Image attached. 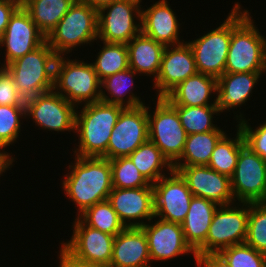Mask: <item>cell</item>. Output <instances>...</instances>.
Listing matches in <instances>:
<instances>
[{
	"label": "cell",
	"mask_w": 266,
	"mask_h": 267,
	"mask_svg": "<svg viewBox=\"0 0 266 267\" xmlns=\"http://www.w3.org/2000/svg\"><path fill=\"white\" fill-rule=\"evenodd\" d=\"M73 159L60 184L63 194L76 205L78 217L86 209L108 199L113 189L112 169L106 158L75 156Z\"/></svg>",
	"instance_id": "cell-1"
},
{
	"label": "cell",
	"mask_w": 266,
	"mask_h": 267,
	"mask_svg": "<svg viewBox=\"0 0 266 267\" xmlns=\"http://www.w3.org/2000/svg\"><path fill=\"white\" fill-rule=\"evenodd\" d=\"M232 7V33L224 73L266 72L265 35L240 2H234Z\"/></svg>",
	"instance_id": "cell-2"
},
{
	"label": "cell",
	"mask_w": 266,
	"mask_h": 267,
	"mask_svg": "<svg viewBox=\"0 0 266 267\" xmlns=\"http://www.w3.org/2000/svg\"><path fill=\"white\" fill-rule=\"evenodd\" d=\"M123 109V106L101 100L77 107L74 135H77L79 145H76L78 148L72 149L73 155L103 157L107 152L112 130Z\"/></svg>",
	"instance_id": "cell-3"
},
{
	"label": "cell",
	"mask_w": 266,
	"mask_h": 267,
	"mask_svg": "<svg viewBox=\"0 0 266 267\" xmlns=\"http://www.w3.org/2000/svg\"><path fill=\"white\" fill-rule=\"evenodd\" d=\"M97 40L98 10L76 0L46 37V42L58 56H69L83 44L92 47Z\"/></svg>",
	"instance_id": "cell-4"
},
{
	"label": "cell",
	"mask_w": 266,
	"mask_h": 267,
	"mask_svg": "<svg viewBox=\"0 0 266 267\" xmlns=\"http://www.w3.org/2000/svg\"><path fill=\"white\" fill-rule=\"evenodd\" d=\"M57 57L45 41L35 50L5 66L12 74L14 84L24 101L54 89Z\"/></svg>",
	"instance_id": "cell-5"
},
{
	"label": "cell",
	"mask_w": 266,
	"mask_h": 267,
	"mask_svg": "<svg viewBox=\"0 0 266 267\" xmlns=\"http://www.w3.org/2000/svg\"><path fill=\"white\" fill-rule=\"evenodd\" d=\"M71 56L56 59L54 90L76 107L100 101L101 81L93 65Z\"/></svg>",
	"instance_id": "cell-6"
},
{
	"label": "cell",
	"mask_w": 266,
	"mask_h": 267,
	"mask_svg": "<svg viewBox=\"0 0 266 267\" xmlns=\"http://www.w3.org/2000/svg\"><path fill=\"white\" fill-rule=\"evenodd\" d=\"M155 99L152 98L155 108L147 104L148 137L173 165L181 157L187 133L180 122L177 110L165 98Z\"/></svg>",
	"instance_id": "cell-7"
},
{
	"label": "cell",
	"mask_w": 266,
	"mask_h": 267,
	"mask_svg": "<svg viewBox=\"0 0 266 267\" xmlns=\"http://www.w3.org/2000/svg\"><path fill=\"white\" fill-rule=\"evenodd\" d=\"M248 215L249 203L236 202L219 206L205 242L195 251L196 256L219 253L224 248L243 244L247 235Z\"/></svg>",
	"instance_id": "cell-8"
},
{
	"label": "cell",
	"mask_w": 266,
	"mask_h": 267,
	"mask_svg": "<svg viewBox=\"0 0 266 267\" xmlns=\"http://www.w3.org/2000/svg\"><path fill=\"white\" fill-rule=\"evenodd\" d=\"M142 0H116L98 9V43L127 44L141 32Z\"/></svg>",
	"instance_id": "cell-9"
},
{
	"label": "cell",
	"mask_w": 266,
	"mask_h": 267,
	"mask_svg": "<svg viewBox=\"0 0 266 267\" xmlns=\"http://www.w3.org/2000/svg\"><path fill=\"white\" fill-rule=\"evenodd\" d=\"M232 33V9L223 23L187 41L192 48L198 73L219 78L224 74Z\"/></svg>",
	"instance_id": "cell-10"
},
{
	"label": "cell",
	"mask_w": 266,
	"mask_h": 267,
	"mask_svg": "<svg viewBox=\"0 0 266 267\" xmlns=\"http://www.w3.org/2000/svg\"><path fill=\"white\" fill-rule=\"evenodd\" d=\"M26 118L38 129L75 133L77 107L54 89L25 101Z\"/></svg>",
	"instance_id": "cell-11"
},
{
	"label": "cell",
	"mask_w": 266,
	"mask_h": 267,
	"mask_svg": "<svg viewBox=\"0 0 266 267\" xmlns=\"http://www.w3.org/2000/svg\"><path fill=\"white\" fill-rule=\"evenodd\" d=\"M70 240L61 241V248L73 259L110 266L115 236L85 225L78 217L71 226Z\"/></svg>",
	"instance_id": "cell-12"
},
{
	"label": "cell",
	"mask_w": 266,
	"mask_h": 267,
	"mask_svg": "<svg viewBox=\"0 0 266 267\" xmlns=\"http://www.w3.org/2000/svg\"><path fill=\"white\" fill-rule=\"evenodd\" d=\"M148 137L147 104L124 108L110 135L107 152L102 158L115 159L133 153Z\"/></svg>",
	"instance_id": "cell-13"
},
{
	"label": "cell",
	"mask_w": 266,
	"mask_h": 267,
	"mask_svg": "<svg viewBox=\"0 0 266 267\" xmlns=\"http://www.w3.org/2000/svg\"><path fill=\"white\" fill-rule=\"evenodd\" d=\"M230 181L235 202L258 203L266 189V161L245 145Z\"/></svg>",
	"instance_id": "cell-14"
},
{
	"label": "cell",
	"mask_w": 266,
	"mask_h": 267,
	"mask_svg": "<svg viewBox=\"0 0 266 267\" xmlns=\"http://www.w3.org/2000/svg\"><path fill=\"white\" fill-rule=\"evenodd\" d=\"M152 185L155 217L182 224L193 197L185 180L177 171L172 170Z\"/></svg>",
	"instance_id": "cell-15"
},
{
	"label": "cell",
	"mask_w": 266,
	"mask_h": 267,
	"mask_svg": "<svg viewBox=\"0 0 266 267\" xmlns=\"http://www.w3.org/2000/svg\"><path fill=\"white\" fill-rule=\"evenodd\" d=\"M46 41V37L40 32L32 21L29 13L22 5L10 17L9 23L0 39V48L4 47V62L0 66L5 67L9 63L23 57Z\"/></svg>",
	"instance_id": "cell-16"
},
{
	"label": "cell",
	"mask_w": 266,
	"mask_h": 267,
	"mask_svg": "<svg viewBox=\"0 0 266 267\" xmlns=\"http://www.w3.org/2000/svg\"><path fill=\"white\" fill-rule=\"evenodd\" d=\"M155 218V219H154ZM152 218L141 226L146 234L151 263L175 260L179 256L192 255L196 261V254L186 243L181 224ZM154 220V221H153Z\"/></svg>",
	"instance_id": "cell-17"
},
{
	"label": "cell",
	"mask_w": 266,
	"mask_h": 267,
	"mask_svg": "<svg viewBox=\"0 0 266 267\" xmlns=\"http://www.w3.org/2000/svg\"><path fill=\"white\" fill-rule=\"evenodd\" d=\"M185 180L193 196L202 197L217 206L234 204L230 177L214 171L207 165L173 166Z\"/></svg>",
	"instance_id": "cell-18"
},
{
	"label": "cell",
	"mask_w": 266,
	"mask_h": 267,
	"mask_svg": "<svg viewBox=\"0 0 266 267\" xmlns=\"http://www.w3.org/2000/svg\"><path fill=\"white\" fill-rule=\"evenodd\" d=\"M197 73L195 57L187 41L166 46L161 67L152 89L157 98H165L182 81Z\"/></svg>",
	"instance_id": "cell-19"
},
{
	"label": "cell",
	"mask_w": 266,
	"mask_h": 267,
	"mask_svg": "<svg viewBox=\"0 0 266 267\" xmlns=\"http://www.w3.org/2000/svg\"><path fill=\"white\" fill-rule=\"evenodd\" d=\"M107 200L126 227H141L155 217L151 183L139 188L113 187Z\"/></svg>",
	"instance_id": "cell-20"
},
{
	"label": "cell",
	"mask_w": 266,
	"mask_h": 267,
	"mask_svg": "<svg viewBox=\"0 0 266 267\" xmlns=\"http://www.w3.org/2000/svg\"><path fill=\"white\" fill-rule=\"evenodd\" d=\"M141 8V32L164 46L178 45L185 40L179 37L183 32L174 9L168 0H159L150 7ZM181 30V31H180Z\"/></svg>",
	"instance_id": "cell-21"
},
{
	"label": "cell",
	"mask_w": 266,
	"mask_h": 267,
	"mask_svg": "<svg viewBox=\"0 0 266 267\" xmlns=\"http://www.w3.org/2000/svg\"><path fill=\"white\" fill-rule=\"evenodd\" d=\"M264 73L266 72L224 73L221 75L217 79V109L221 113L234 111L239 107L241 110L242 105H246L251 99L253 90Z\"/></svg>",
	"instance_id": "cell-22"
},
{
	"label": "cell",
	"mask_w": 266,
	"mask_h": 267,
	"mask_svg": "<svg viewBox=\"0 0 266 267\" xmlns=\"http://www.w3.org/2000/svg\"><path fill=\"white\" fill-rule=\"evenodd\" d=\"M148 241L141 227H126L115 236L110 267H151Z\"/></svg>",
	"instance_id": "cell-23"
},
{
	"label": "cell",
	"mask_w": 266,
	"mask_h": 267,
	"mask_svg": "<svg viewBox=\"0 0 266 267\" xmlns=\"http://www.w3.org/2000/svg\"><path fill=\"white\" fill-rule=\"evenodd\" d=\"M216 95L217 78L197 72L182 81L165 99L172 106H216Z\"/></svg>",
	"instance_id": "cell-24"
},
{
	"label": "cell",
	"mask_w": 266,
	"mask_h": 267,
	"mask_svg": "<svg viewBox=\"0 0 266 267\" xmlns=\"http://www.w3.org/2000/svg\"><path fill=\"white\" fill-rule=\"evenodd\" d=\"M129 68L140 76H149L154 82L159 74L166 46L140 32L127 44ZM142 74V75H141ZM152 75V76H151Z\"/></svg>",
	"instance_id": "cell-25"
},
{
	"label": "cell",
	"mask_w": 266,
	"mask_h": 267,
	"mask_svg": "<svg viewBox=\"0 0 266 267\" xmlns=\"http://www.w3.org/2000/svg\"><path fill=\"white\" fill-rule=\"evenodd\" d=\"M217 206L205 198L193 196L187 215L182 222L186 243L195 252L206 240Z\"/></svg>",
	"instance_id": "cell-26"
},
{
	"label": "cell",
	"mask_w": 266,
	"mask_h": 267,
	"mask_svg": "<svg viewBox=\"0 0 266 267\" xmlns=\"http://www.w3.org/2000/svg\"><path fill=\"white\" fill-rule=\"evenodd\" d=\"M138 76L140 75L135 70L128 68L101 80V101L124 108L145 105V100H141V96L139 97L138 93L133 92L135 87L137 88L134 85L137 82L134 80Z\"/></svg>",
	"instance_id": "cell-27"
},
{
	"label": "cell",
	"mask_w": 266,
	"mask_h": 267,
	"mask_svg": "<svg viewBox=\"0 0 266 267\" xmlns=\"http://www.w3.org/2000/svg\"><path fill=\"white\" fill-rule=\"evenodd\" d=\"M226 133L214 130L187 135L181 157L172 166L208 165L216 144Z\"/></svg>",
	"instance_id": "cell-28"
},
{
	"label": "cell",
	"mask_w": 266,
	"mask_h": 267,
	"mask_svg": "<svg viewBox=\"0 0 266 267\" xmlns=\"http://www.w3.org/2000/svg\"><path fill=\"white\" fill-rule=\"evenodd\" d=\"M75 0H21L40 32L47 37Z\"/></svg>",
	"instance_id": "cell-29"
},
{
	"label": "cell",
	"mask_w": 266,
	"mask_h": 267,
	"mask_svg": "<svg viewBox=\"0 0 266 267\" xmlns=\"http://www.w3.org/2000/svg\"><path fill=\"white\" fill-rule=\"evenodd\" d=\"M140 173L151 184L173 170L160 149L149 139L128 156Z\"/></svg>",
	"instance_id": "cell-30"
},
{
	"label": "cell",
	"mask_w": 266,
	"mask_h": 267,
	"mask_svg": "<svg viewBox=\"0 0 266 267\" xmlns=\"http://www.w3.org/2000/svg\"><path fill=\"white\" fill-rule=\"evenodd\" d=\"M235 137L227 133L216 144L208 167L218 173L231 177L234 173L240 150L246 145L242 131L235 126Z\"/></svg>",
	"instance_id": "cell-31"
},
{
	"label": "cell",
	"mask_w": 266,
	"mask_h": 267,
	"mask_svg": "<svg viewBox=\"0 0 266 267\" xmlns=\"http://www.w3.org/2000/svg\"><path fill=\"white\" fill-rule=\"evenodd\" d=\"M103 46L91 62L99 80L129 68L128 48L123 43H108L101 41Z\"/></svg>",
	"instance_id": "cell-32"
},
{
	"label": "cell",
	"mask_w": 266,
	"mask_h": 267,
	"mask_svg": "<svg viewBox=\"0 0 266 267\" xmlns=\"http://www.w3.org/2000/svg\"><path fill=\"white\" fill-rule=\"evenodd\" d=\"M177 112L180 122L187 135L194 133H205L214 130H223L214 124V118L220 116L221 112L217 106H173Z\"/></svg>",
	"instance_id": "cell-33"
},
{
	"label": "cell",
	"mask_w": 266,
	"mask_h": 267,
	"mask_svg": "<svg viewBox=\"0 0 266 267\" xmlns=\"http://www.w3.org/2000/svg\"><path fill=\"white\" fill-rule=\"evenodd\" d=\"M78 218L85 225L114 236L126 228L108 200L86 209Z\"/></svg>",
	"instance_id": "cell-34"
},
{
	"label": "cell",
	"mask_w": 266,
	"mask_h": 267,
	"mask_svg": "<svg viewBox=\"0 0 266 267\" xmlns=\"http://www.w3.org/2000/svg\"><path fill=\"white\" fill-rule=\"evenodd\" d=\"M26 120L25 106H1L0 105V150L5 151L7 147L17 142L24 119Z\"/></svg>",
	"instance_id": "cell-35"
},
{
	"label": "cell",
	"mask_w": 266,
	"mask_h": 267,
	"mask_svg": "<svg viewBox=\"0 0 266 267\" xmlns=\"http://www.w3.org/2000/svg\"><path fill=\"white\" fill-rule=\"evenodd\" d=\"M110 165L114 188H139L150 184L128 156L110 159Z\"/></svg>",
	"instance_id": "cell-36"
},
{
	"label": "cell",
	"mask_w": 266,
	"mask_h": 267,
	"mask_svg": "<svg viewBox=\"0 0 266 267\" xmlns=\"http://www.w3.org/2000/svg\"><path fill=\"white\" fill-rule=\"evenodd\" d=\"M245 244L266 254V206L249 203V215Z\"/></svg>",
	"instance_id": "cell-37"
},
{
	"label": "cell",
	"mask_w": 266,
	"mask_h": 267,
	"mask_svg": "<svg viewBox=\"0 0 266 267\" xmlns=\"http://www.w3.org/2000/svg\"><path fill=\"white\" fill-rule=\"evenodd\" d=\"M219 254L231 267H266V254L245 243L224 248Z\"/></svg>",
	"instance_id": "cell-38"
},
{
	"label": "cell",
	"mask_w": 266,
	"mask_h": 267,
	"mask_svg": "<svg viewBox=\"0 0 266 267\" xmlns=\"http://www.w3.org/2000/svg\"><path fill=\"white\" fill-rule=\"evenodd\" d=\"M238 113L233 112L234 119H236L237 126L243 133L245 144L266 161V121L259 123L257 127L255 125L254 128L249 125L251 124L248 122L250 119L244 117V111Z\"/></svg>",
	"instance_id": "cell-39"
},
{
	"label": "cell",
	"mask_w": 266,
	"mask_h": 267,
	"mask_svg": "<svg viewBox=\"0 0 266 267\" xmlns=\"http://www.w3.org/2000/svg\"><path fill=\"white\" fill-rule=\"evenodd\" d=\"M0 105L25 106L24 99L20 96L12 74L0 66Z\"/></svg>",
	"instance_id": "cell-40"
},
{
	"label": "cell",
	"mask_w": 266,
	"mask_h": 267,
	"mask_svg": "<svg viewBox=\"0 0 266 267\" xmlns=\"http://www.w3.org/2000/svg\"><path fill=\"white\" fill-rule=\"evenodd\" d=\"M21 6V0H0V39L5 32L10 17Z\"/></svg>",
	"instance_id": "cell-41"
},
{
	"label": "cell",
	"mask_w": 266,
	"mask_h": 267,
	"mask_svg": "<svg viewBox=\"0 0 266 267\" xmlns=\"http://www.w3.org/2000/svg\"><path fill=\"white\" fill-rule=\"evenodd\" d=\"M196 267H231L219 253L196 256Z\"/></svg>",
	"instance_id": "cell-42"
},
{
	"label": "cell",
	"mask_w": 266,
	"mask_h": 267,
	"mask_svg": "<svg viewBox=\"0 0 266 267\" xmlns=\"http://www.w3.org/2000/svg\"><path fill=\"white\" fill-rule=\"evenodd\" d=\"M60 251H58V259L57 262L58 267H86V262H81L73 259L68 253H66L61 247Z\"/></svg>",
	"instance_id": "cell-43"
},
{
	"label": "cell",
	"mask_w": 266,
	"mask_h": 267,
	"mask_svg": "<svg viewBox=\"0 0 266 267\" xmlns=\"http://www.w3.org/2000/svg\"><path fill=\"white\" fill-rule=\"evenodd\" d=\"M15 159L9 151L0 150V177L4 176L3 174L7 173L6 171H9V169L11 170L13 163L16 161Z\"/></svg>",
	"instance_id": "cell-44"
},
{
	"label": "cell",
	"mask_w": 266,
	"mask_h": 267,
	"mask_svg": "<svg viewBox=\"0 0 266 267\" xmlns=\"http://www.w3.org/2000/svg\"><path fill=\"white\" fill-rule=\"evenodd\" d=\"M76 1L86 3V4L96 8L98 10L101 7H103L104 5L112 3L113 1H116V0H76Z\"/></svg>",
	"instance_id": "cell-45"
},
{
	"label": "cell",
	"mask_w": 266,
	"mask_h": 267,
	"mask_svg": "<svg viewBox=\"0 0 266 267\" xmlns=\"http://www.w3.org/2000/svg\"><path fill=\"white\" fill-rule=\"evenodd\" d=\"M86 267H110V266H108V265H104V264L87 263V262H86Z\"/></svg>",
	"instance_id": "cell-46"
},
{
	"label": "cell",
	"mask_w": 266,
	"mask_h": 267,
	"mask_svg": "<svg viewBox=\"0 0 266 267\" xmlns=\"http://www.w3.org/2000/svg\"><path fill=\"white\" fill-rule=\"evenodd\" d=\"M258 203L266 206V189H265L262 199Z\"/></svg>",
	"instance_id": "cell-47"
}]
</instances>
